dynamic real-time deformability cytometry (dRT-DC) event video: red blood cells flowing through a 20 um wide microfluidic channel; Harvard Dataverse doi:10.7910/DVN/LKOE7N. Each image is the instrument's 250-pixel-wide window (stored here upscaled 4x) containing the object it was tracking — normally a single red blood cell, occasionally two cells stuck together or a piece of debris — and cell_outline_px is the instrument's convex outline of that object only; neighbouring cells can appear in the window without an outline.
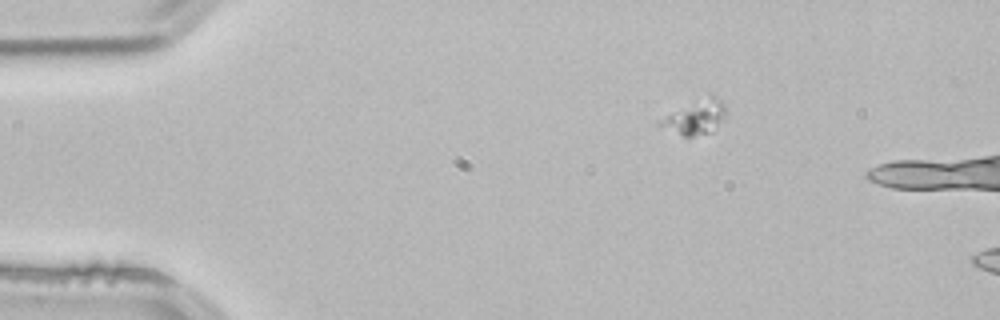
{"species": "common noctule bat (a hibernating species)", "species_latin": "Nyctalus noctula", "temperature_condition": "room temperature", "stored_images_in_passage": 3, "camera_frame_rate_fps": 3000, "um_per_image_px": 0.085, "animal": {"sex": "male", "body_mass_g": 21.5, "forearm_length_mm": 52.0}, "frame": {"image": 1, "passage_image": 1, "time_ms": 0.0, "image_size_px": [1000, 320], "cell_outline_px": [[724, 116], [712, 132], [692, 136], [684, 136], [656, 124], [660, 120], [712, 92], [724, 104]], "centroid_in_image_um": [59.15, 9.95], "position_along_channel_um": 25.8, "area_um2": 12.43}}